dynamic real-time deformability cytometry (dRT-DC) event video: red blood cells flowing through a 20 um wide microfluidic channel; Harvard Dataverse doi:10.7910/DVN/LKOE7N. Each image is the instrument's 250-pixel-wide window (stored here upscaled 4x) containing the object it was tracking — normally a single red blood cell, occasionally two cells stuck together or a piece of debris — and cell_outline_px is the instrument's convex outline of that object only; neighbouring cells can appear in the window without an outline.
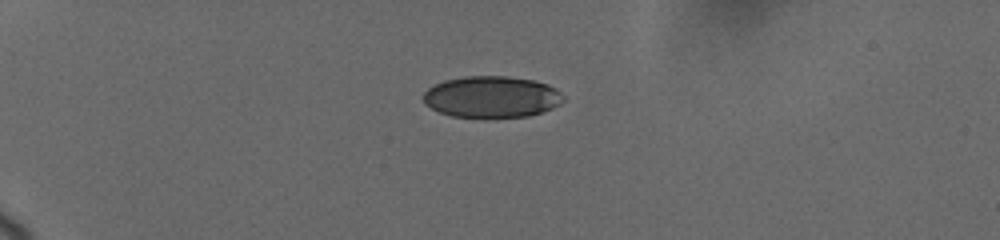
{"species": "human", "species_latin": "Homo sapiens", "temperature_condition": "cold", "stored_images_in_passage": 4, "camera_frame_rate_fps": 3000, "um_per_image_px": 0.085, "donor": {"sex": "female"}, "frame": {"image": 1, "passage_image": 1, "time_ms": 0.0, "image_size_px": [1000, 240], "cell_outline_px": [[564, 100], [560, 104], [552, 108], [528, 116], [452, 116], [440, 112], [424, 104], [424, 92], [428, 88], [444, 80], [464, 76], [504, 76], [536, 80], [548, 84], [556, 88], [564, 96]], "centroid_in_image_um": [41.81, 8.21], "position_along_channel_um": 43.2, "area_um2": 33.58}}
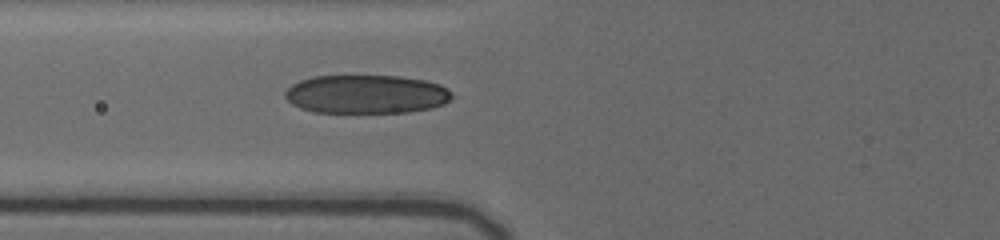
{"frame": {"image": 2, "passage_image": 4, "time_ms": 3.0, "image_size_px": [1000, 240], "cell_outline_px": [[452, 96], [444, 104], [432, 108], [408, 112], [316, 112], [300, 108], [292, 104], [284, 96], [284, 92], [292, 84], [300, 80], [312, 76], [400, 76], [424, 80], [440, 84], [448, 88], [452, 92]], "centroid_in_image_um": [31.14, 8.0], "position_along_channel_um": 94.7, "area_um2": 37.63}}